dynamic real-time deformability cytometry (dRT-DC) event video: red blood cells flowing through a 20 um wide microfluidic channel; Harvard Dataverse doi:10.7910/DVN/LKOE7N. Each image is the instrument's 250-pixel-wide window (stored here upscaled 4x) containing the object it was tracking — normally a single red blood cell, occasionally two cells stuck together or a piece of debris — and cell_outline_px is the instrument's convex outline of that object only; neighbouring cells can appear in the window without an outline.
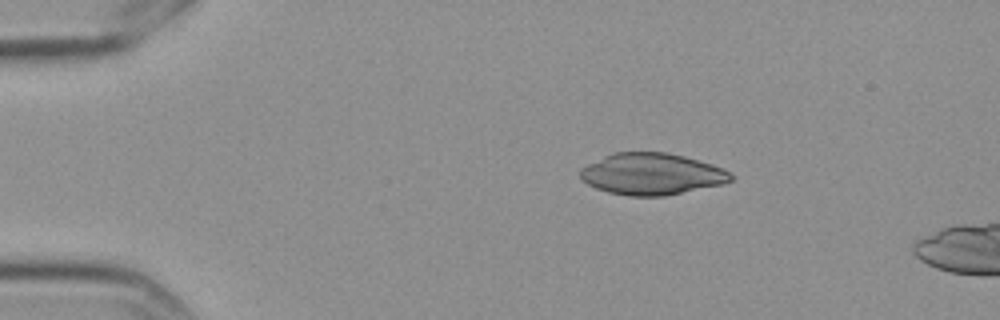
{"species": "Egyptian fruit bat (a non-hibernating species)", "species_latin": "Rousettus aegyptiacus", "temperature_condition": "cold", "stored_images_in_passage": 3, "camera_frame_rate_fps": 3000, "um_per_image_px": 0.085, "frame": {"image": 1, "passage_image": 1, "time_ms": 0.0, "image_size_px": [1000, 320], "cell_outline_px": [[736, 176], [732, 180], [724, 184], [664, 196], [628, 196], [608, 192], [596, 188], [580, 180], [580, 168], [612, 152], [668, 152], [684, 156], [712, 164]], "centroid_in_image_um": [55.39, 14.79], "position_along_channel_um": 29.6, "area_um2": 36.65}}